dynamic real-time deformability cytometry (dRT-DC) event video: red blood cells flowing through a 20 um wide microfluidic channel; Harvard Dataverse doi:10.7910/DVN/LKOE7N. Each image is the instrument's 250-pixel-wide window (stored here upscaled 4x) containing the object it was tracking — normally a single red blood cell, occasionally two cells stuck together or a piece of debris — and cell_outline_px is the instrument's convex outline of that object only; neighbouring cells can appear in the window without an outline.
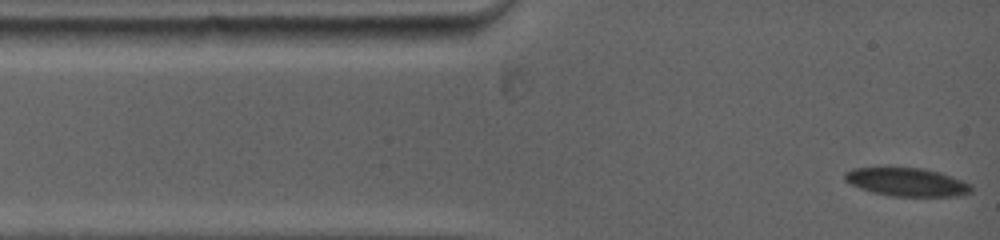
{"species": "common noctule bat (a hibernating species)", "species_latin": "Nyctalus noctula", "temperature_condition": "warm", "stored_images_in_passage": 55, "camera_frame_rate_fps": 5000, "um_per_image_px": 0.085, "animal": {"sex": "female", "body_mass_g": 19.0, "forearm_length_mm": 53.3}, "frame": {"image": 1, "passage_image": 1, "time_ms": 0.0, "image_size_px": [1000, 240], "cell_outline_px": [[972, 192], [960, 196], [892, 196], [872, 192], [860, 188], [844, 180], [844, 172], [852, 168], [924, 168], [940, 172], [972, 184]], "centroid_in_image_um": [77.11, 15.48], "position_along_channel_um": 7.9, "area_um2": 20.87}}
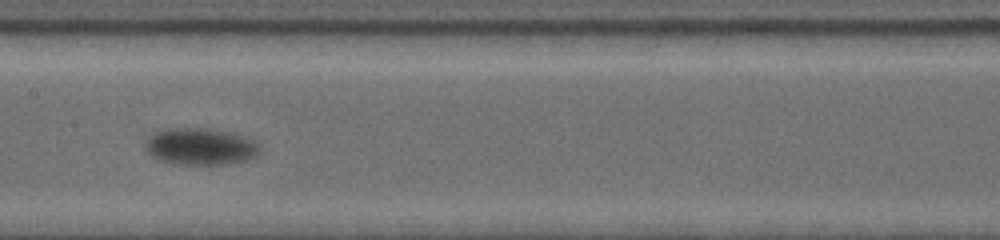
{"frame": {"image": 2, "passage_image": 24, "time_ms": 6.2, "image_size_px": [1000, 240], "cell_outline_px": [[260, 152], [256, 156], [244, 160], [224, 164], [180, 164], [160, 160], [152, 156], [144, 148], [144, 144], [156, 132], [184, 128], [200, 128], [240, 136], [252, 140], [260, 148]], "centroid_in_image_um": [17.01, 12.49], "position_along_channel_um": 190.4, "area_um2": 23.52}}
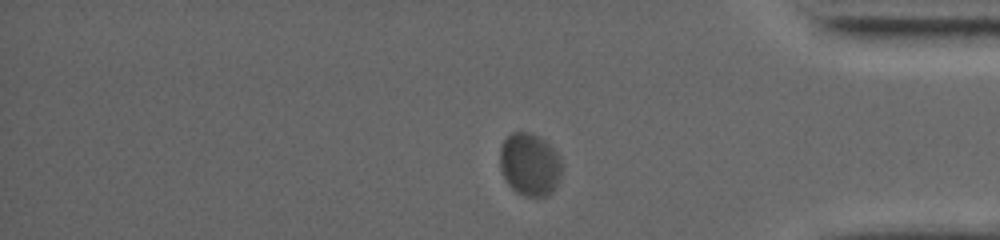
{"frame": {"image": 3, "passage_image": 47, "time_ms": 12.2, "image_size_px": [1000, 240], "cell_outline_px": [[560, 176], [556, 188], [548, 196], [524, 196], [516, 192], [508, 184], [500, 168], [500, 148], [504, 140], [512, 132], [532, 132], [540, 136], [560, 156]], "centroid_in_image_um": [45.02, 13.98], "position_along_channel_um": 390.2, "area_um2": 22.66}, "authors_computed_cell_mechanics": {"area_um2": 22.8888, "velocity_mm_per_s": 3.6635, "shape_relaxation_time_tau1_ms": 3.428, "shape_relaxation_time_tau2_ms": null, "deformation_change_tau1": 0.1057, "deformation_change_tau2": null}}